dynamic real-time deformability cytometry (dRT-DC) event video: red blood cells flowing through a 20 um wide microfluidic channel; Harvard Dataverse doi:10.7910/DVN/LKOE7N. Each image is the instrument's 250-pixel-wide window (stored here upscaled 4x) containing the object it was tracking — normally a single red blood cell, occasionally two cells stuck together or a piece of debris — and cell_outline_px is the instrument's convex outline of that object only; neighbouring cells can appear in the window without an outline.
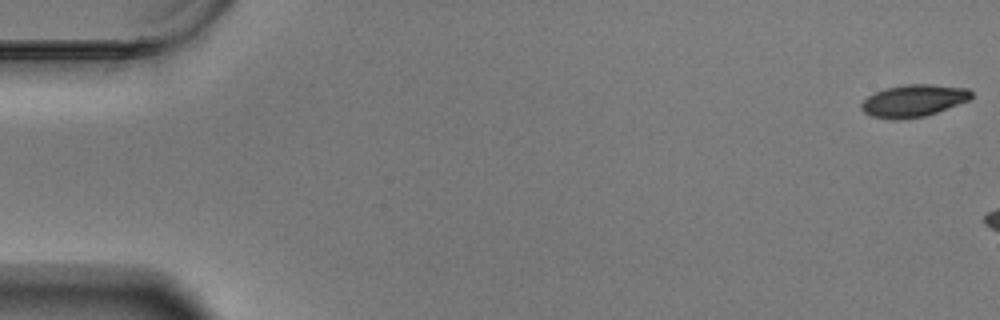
{"species": "Egyptian fruit bat (a non-hibernating species)", "species_latin": "Rousettus aegyptiacus", "temperature_condition": "warm", "stored_images_in_passage": 7, "camera_frame_rate_fps": 3000, "um_per_image_px": 0.085, "animal": {"sex": "male"}, "frame": {"image": 1, "passage_image": 1, "time_ms": 0.0, "image_size_px": [1000, 320], "cell_outline_px": [[972, 96], [968, 100], [936, 112], [924, 116], [900, 120], [892, 120], [872, 116], [864, 112], [860, 108], [860, 104], [868, 96], [884, 88], [908, 84], [928, 84], [968, 88], [972, 92]], "centroid_in_image_um": [77.61, 8.56], "position_along_channel_um": 7.4, "area_um2": 20.52}}